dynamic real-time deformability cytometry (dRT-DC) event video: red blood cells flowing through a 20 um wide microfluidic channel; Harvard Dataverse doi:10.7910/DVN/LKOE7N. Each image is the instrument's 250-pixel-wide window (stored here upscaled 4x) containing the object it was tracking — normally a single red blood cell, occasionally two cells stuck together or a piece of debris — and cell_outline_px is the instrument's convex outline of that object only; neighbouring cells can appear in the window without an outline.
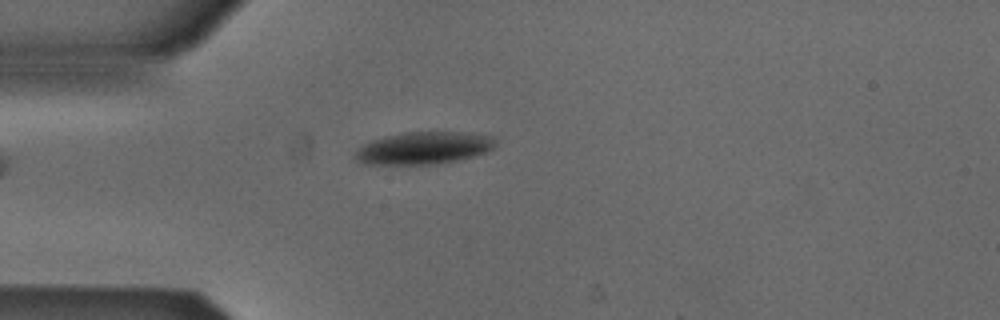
{"species": "Egyptian fruit bat (a non-hibernating species)", "species_latin": "Rousettus aegyptiacus", "temperature_condition": "cold", "stored_images_in_passage": 41, "camera_frame_rate_fps": 3000, "um_per_image_px": 0.085, "animal": {"sex": "male"}, "frame": {"image": 1, "passage_image": 2, "time_ms": 0.333, "image_size_px": [1000, 320], "cell_outline_px": [[496, 144], [492, 148], [484, 152], [472, 156], [440, 164], [360, 164], [356, 160], [356, 152], [364, 144], [372, 140], [384, 136], [404, 132], [460, 132], [492, 136], [496, 140]], "centroid_in_image_um": [35.99, 12.58], "position_along_channel_um": 49.0, "area_um2": 26.24}}
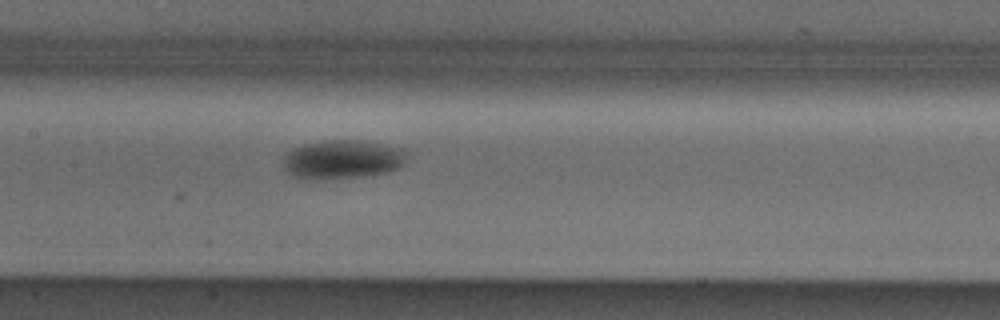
{"frame": {"image": 2, "passage_image": 13, "time_ms": 4.0, "image_size_px": [1000, 320], "cell_outline_px": [[404, 164], [388, 172], [372, 176], [324, 180], [300, 180], [292, 176], [284, 168], [284, 152], [292, 148], [304, 144], [324, 140], [360, 140], [404, 148]], "centroid_in_image_um": [29.04, 13.58], "position_along_channel_um": 178.4, "area_um2": 28.67}}
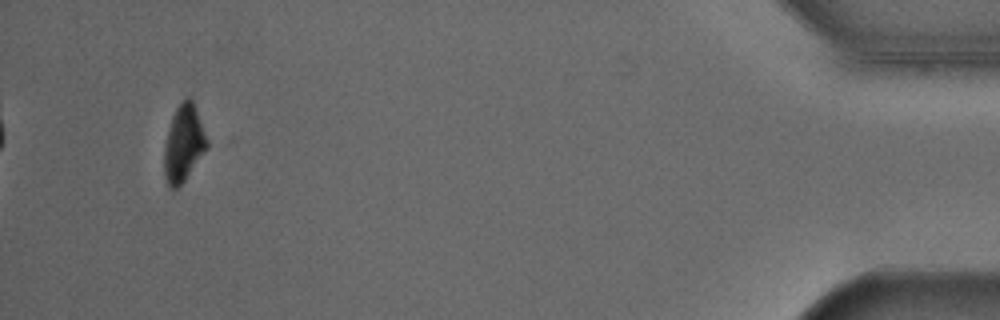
{"frame": {"image": 3, "passage_image": 38, "time_ms": 12.333, "image_size_px": [1000, 320], "cell_outline_px": [[208, 148], [184, 180], [176, 188], [168, 188], [164, 176], [164, 148], [172, 116], [176, 108], [188, 96], [192, 100], [208, 140]], "centroid_in_image_um": [15.6, 12.22], "position_along_channel_um": 419.6, "area_um2": 18.79}, "authors_computed_cell_mechanics": {"area_um2": 25.4898, "velocity_mm_per_s": 3.8606, "shape_relaxation_time_tau1_ms": 1.65, "shape_relaxation_time_tau2_ms": null, "deformation_change_tau1": 0.1059, "deformation_change_tau2": null}}